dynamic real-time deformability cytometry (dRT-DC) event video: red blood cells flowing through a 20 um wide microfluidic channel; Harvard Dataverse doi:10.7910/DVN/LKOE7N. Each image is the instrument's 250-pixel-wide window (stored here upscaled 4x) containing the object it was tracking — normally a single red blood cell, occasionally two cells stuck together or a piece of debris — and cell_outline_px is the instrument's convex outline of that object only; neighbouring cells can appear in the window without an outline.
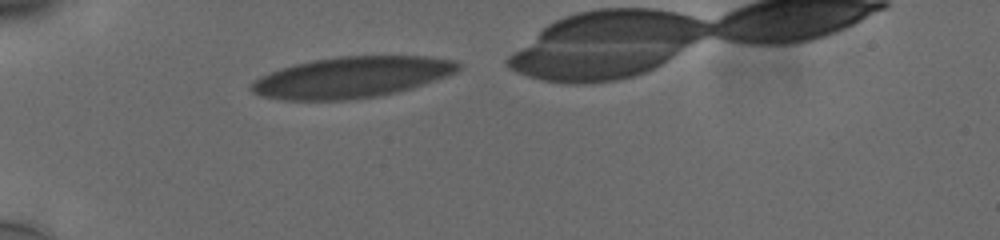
{"species": "human", "species_latin": "Homo sapiens", "temperature_condition": "cold", "stored_images_in_passage": 33, "camera_frame_rate_fps": 3000, "um_per_image_px": 0.085, "donor": {"sex": "male"}, "frame": {"image": 1, "passage_image": 2, "time_ms": 0.333, "image_size_px": [1000, 240], "cell_outline_px": [[460, 68], [456, 72], [448, 76], [412, 88], [380, 96], [348, 100], [284, 100], [260, 96], [252, 92], [248, 88], [260, 76], [280, 68], [312, 60], [340, 56], [428, 56], [456, 60], [460, 64]], "centroid_in_image_um": [29.91, 6.57], "position_along_channel_um": 55.1, "area_um2": 49.65}}
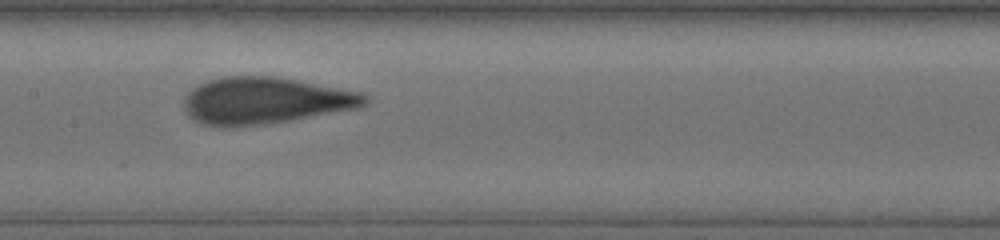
{"frame": {"image": 2, "passage_image": 14, "time_ms": 4.333, "image_size_px": [1000, 240], "cell_outline_px": [[368, 104], [356, 108], [288, 120], [264, 124], [224, 128], [216, 128], [200, 124], [188, 116], [184, 108], [184, 96], [192, 88], [208, 80], [224, 76], [272, 76], [296, 80], [360, 92], [368, 96]], "centroid_in_image_um": [22.45, 8.57], "position_along_channel_um": 184.9, "area_um2": 49.25}}
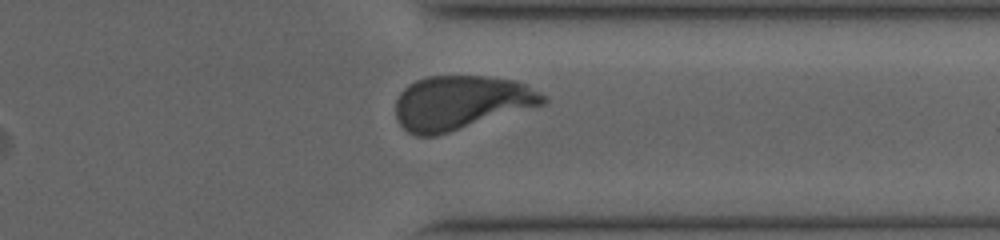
{"frame": {"image": 3, "passage_image": 29, "time_ms": 9.333, "image_size_px": [1000, 240], "cell_outline_px": [[548, 100], [544, 104], [436, 136], [416, 136], [408, 132], [400, 124], [396, 116], [396, 100], [400, 92], [408, 84], [416, 80], [428, 76], [488, 76], [516, 80], [524, 84], [544, 96]], "centroid_in_image_um": [39.14, 8.72], "position_along_channel_um": 372.3, "area_um2": 46.18}, "authors_computed_cell_mechanics": {"area_um2": 47.9162, "velocity_mm_per_s": 3.7504, "shape_relaxation_time_tau1_ms": 8.2713, "shape_relaxation_time_tau2_ms": null, "deformation_change_tau1": 0.2442, "deformation_change_tau2": null}}